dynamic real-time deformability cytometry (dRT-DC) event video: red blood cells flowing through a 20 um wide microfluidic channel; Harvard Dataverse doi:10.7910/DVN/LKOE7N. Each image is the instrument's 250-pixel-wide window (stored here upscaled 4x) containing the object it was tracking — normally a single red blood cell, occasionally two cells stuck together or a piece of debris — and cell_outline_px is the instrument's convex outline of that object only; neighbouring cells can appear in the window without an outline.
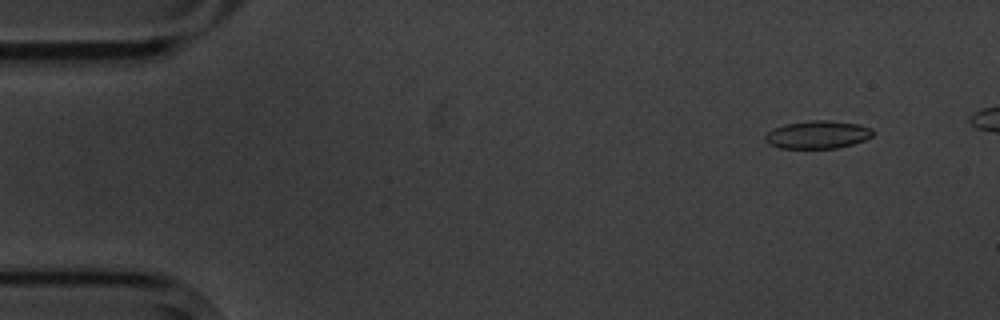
{"species": "common noctule bat (a hibernating species)", "species_latin": "Nyctalus noctula", "temperature_condition": "cold", "stored_images_in_passage": 6, "camera_frame_rate_fps": 3000, "um_per_image_px": 0.085, "animal": {"sex": "male", "body_mass_g": 20.1, "forearm_length_mm": 53.5}, "frame": {"image": 1, "passage_image": 2, "time_ms": 1.333, "image_size_px": [1000, 320], "cell_outline_px": [[876, 132], [872, 136], [864, 140], [852, 144], [836, 148], [780, 148], [768, 144], [764, 140], [764, 136], [772, 128], [784, 124], [808, 120], [828, 120], [860, 124], [872, 128]], "centroid_in_image_um": [69.49, 11.43], "position_along_channel_um": 15.5, "area_um2": 17.74}}